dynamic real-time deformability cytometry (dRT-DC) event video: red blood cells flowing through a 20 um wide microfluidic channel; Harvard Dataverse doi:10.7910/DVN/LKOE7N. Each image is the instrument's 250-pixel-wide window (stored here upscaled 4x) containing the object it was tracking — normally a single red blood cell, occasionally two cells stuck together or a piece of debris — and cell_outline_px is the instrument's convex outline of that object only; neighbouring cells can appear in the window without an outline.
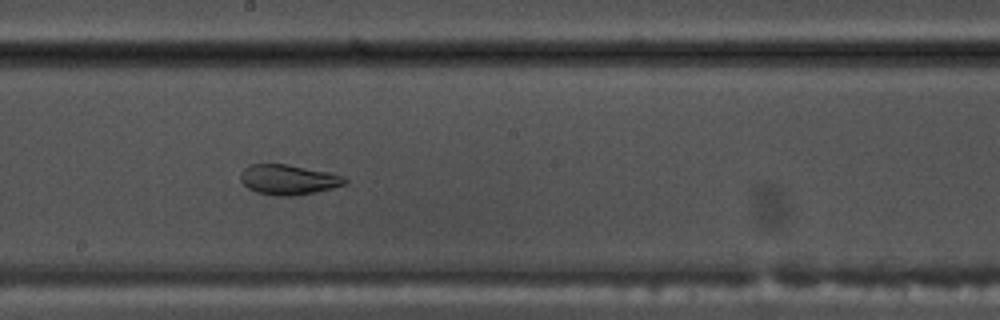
{"species": "common noctule bat (a hibernating species)", "species_latin": "Nyctalus noctula", "temperature_condition": "warm", "stored_images_in_passage": 39, "camera_frame_rate_fps": 3000, "um_per_image_px": 0.085, "animal": {"sex": "male", "body_mass_g": 17.5, "forearm_length_mm": 52.3}, "frame": {"image": 1, "passage_image": 15, "time_ms": 4.667, "image_size_px": [1000, 320], "cell_outline_px": [[348, 184], [316, 192], [296, 196], [276, 196], [256, 192], [248, 188], [240, 180], [240, 172], [248, 164], [288, 164], [332, 172], [344, 176], [348, 180]], "centroid_in_image_um": [24.54, 15.26], "position_along_channel_um": 223.7, "area_um2": 18.73}}
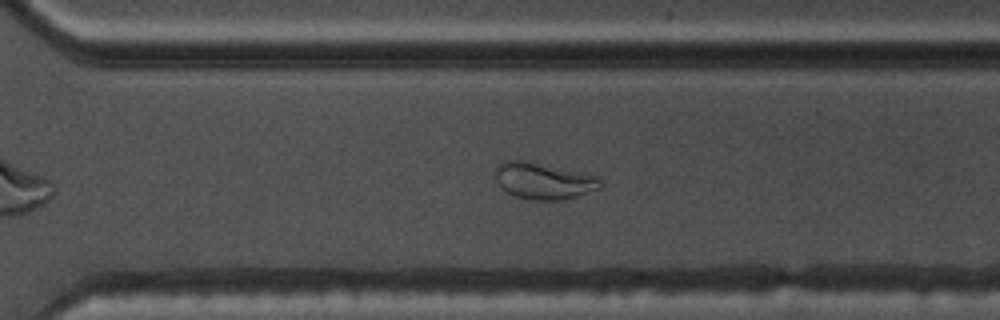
{"frame": {"image": 2, "passage_image": 23, "time_ms": 7.333, "image_size_px": [1000, 320], "cell_outline_px": [[600, 188], [576, 196], [560, 200], [532, 200], [516, 196], [508, 192], [496, 180], [496, 168], [504, 160], [524, 160], [596, 176], [600, 180]], "centroid_in_image_um": [46.18, 15.38], "position_along_channel_um": 324.4, "area_um2": 21.73}}
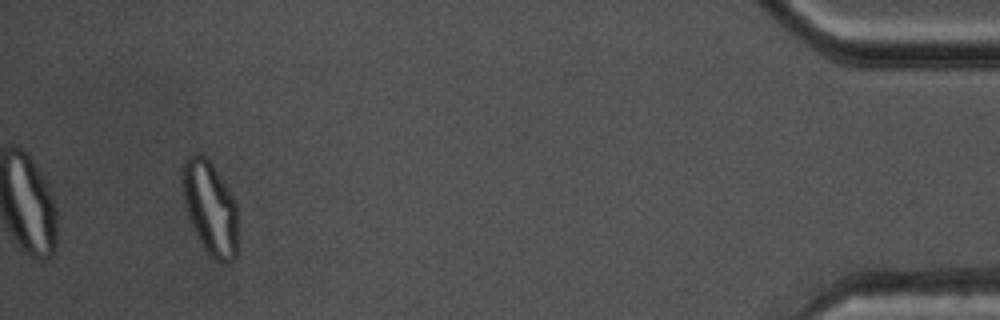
{"frame": {"image": 3, "passage_image": 36, "time_ms": 11.667, "image_size_px": [1000, 320], "cell_outline_px": [[236, 256], [228, 264], [220, 264], [204, 248], [196, 236], [192, 228], [188, 216], [184, 200], [180, 180], [180, 176], [184, 160], [188, 156], [196, 152], [200, 152], [208, 156], [236, 200]], "centroid_in_image_um": [17.83, 17.61], "position_along_channel_um": 417.4, "area_um2": 30.87}, "authors_computed_cell_mechanics": {"area_um2": 21.7328, "velocity_mm_per_s": 3.7805, "shape_relaxation_time_tau1_ms": null, "shape_relaxation_time_tau2_ms": 1.4955, "deformation_change_tau1": null, "deformation_change_tau2": 0.0729}}